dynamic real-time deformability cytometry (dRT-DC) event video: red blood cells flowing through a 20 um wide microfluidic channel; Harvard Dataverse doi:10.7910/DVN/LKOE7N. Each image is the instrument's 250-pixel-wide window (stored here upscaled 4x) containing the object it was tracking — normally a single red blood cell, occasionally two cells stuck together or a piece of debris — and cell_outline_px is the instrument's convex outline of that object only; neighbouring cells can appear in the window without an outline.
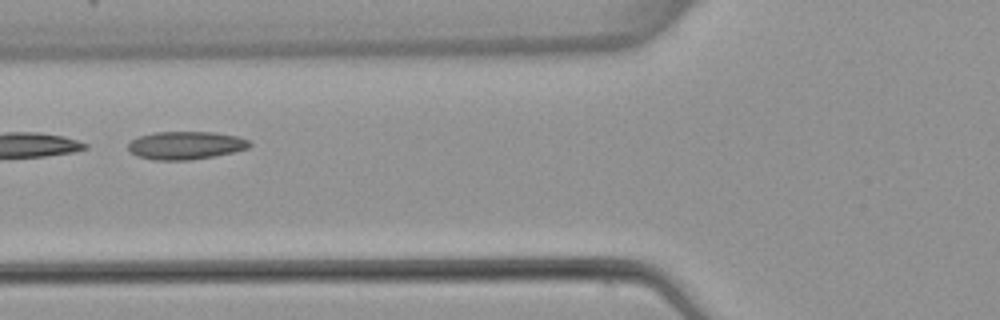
{"species": "common noctule bat (a hibernating species)", "species_latin": "Nyctalus noctula", "temperature_condition": "warm", "stored_images_in_passage": 9, "segment_of_instrument_passage": [2, 2], "camera_frame_rate_fps": 3000, "um_per_image_px": 0.085, "animal": {"sex": "female", "body_mass_g": 22.7, "forearm_length_mm": 54.2}, "frame": {"image": 1, "passage_image": 7, "time_ms": 7.333, "image_size_px": [1000, 320], "cell_outline_px": [[252, 144], [248, 148], [216, 156], [192, 160], [152, 160], [136, 156], [128, 152], [128, 144], [132, 140], [140, 136], [156, 132], [212, 132], [236, 136], [248, 140]], "centroid_in_image_um": [15.75, 12.37], "position_along_channel_um": 110.0, "area_um2": 19.88}}
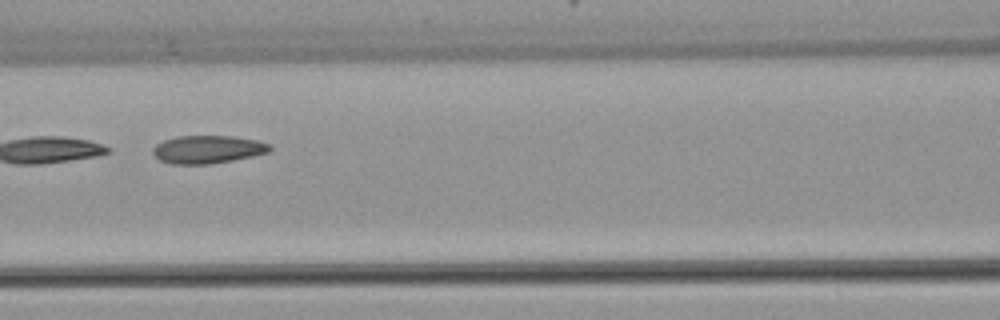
{"frame": {"image": 2, "passage_image": 8, "time_ms": 8.333, "image_size_px": [1000, 320], "cell_outline_px": [[272, 148], [268, 152], [252, 156], [232, 160], [208, 164], [172, 164], [160, 160], [152, 152], [152, 148], [156, 144], [164, 140], [176, 136], [232, 136], [260, 140], [272, 144]], "centroid_in_image_um": [17.67, 12.69], "position_along_channel_um": 148.9, "area_um2": 19.13}}